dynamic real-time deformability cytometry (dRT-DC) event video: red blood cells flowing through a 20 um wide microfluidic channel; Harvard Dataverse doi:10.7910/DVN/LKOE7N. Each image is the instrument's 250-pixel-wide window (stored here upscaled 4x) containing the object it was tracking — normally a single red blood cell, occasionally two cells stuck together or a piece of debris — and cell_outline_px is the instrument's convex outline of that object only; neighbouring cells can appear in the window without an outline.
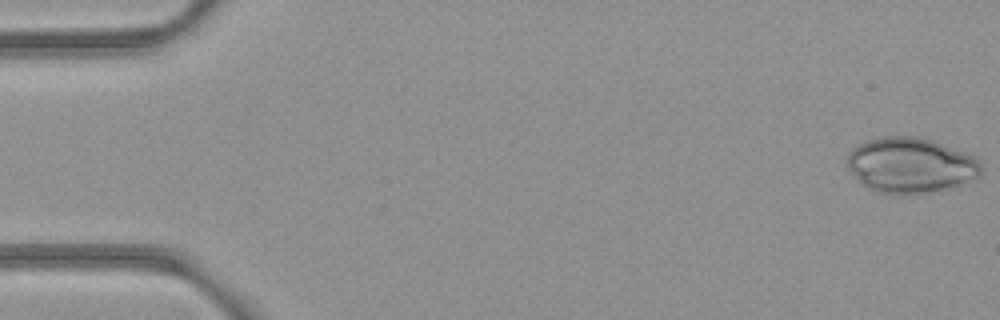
{"species": "common noctule bat (a hibernating species)", "species_latin": "Nyctalus noctula", "temperature_condition": "room temperature", "stored_images_in_passage": 53, "camera_frame_rate_fps": 3000, "um_per_image_px": 0.085, "animal": {"sex": "female", "body_mass_g": 21.9}, "frame": {"image": 1, "passage_image": 1, "time_ms": 0.0, "image_size_px": [1000, 320], "cell_outline_px": [[984, 168], [980, 176], [944, 188], [904, 196], [880, 192], [868, 188], [848, 168], [848, 152], [852, 148], [868, 140], [884, 136], [916, 136], [932, 140], [968, 152], [976, 156]], "centroid_in_image_um": [77.43, 14.02], "position_along_channel_um": 7.6, "area_um2": 43.06}}
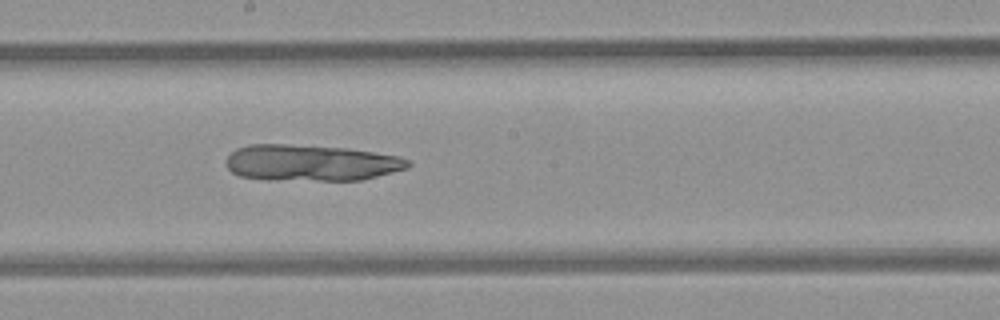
{"frame": {"image": 2, "passage_image": 29, "time_ms": 9.333, "image_size_px": [1000, 320], "cell_outline_px": [[412, 164], [408, 168], [360, 180], [264, 180], [240, 176], [232, 172], [224, 164], [224, 160], [236, 148], [248, 144], [288, 144], [348, 148], [400, 156], [408, 160]], "centroid_in_image_um": [26.39, 13.84], "position_along_channel_um": 221.8, "area_um2": 38.78}}
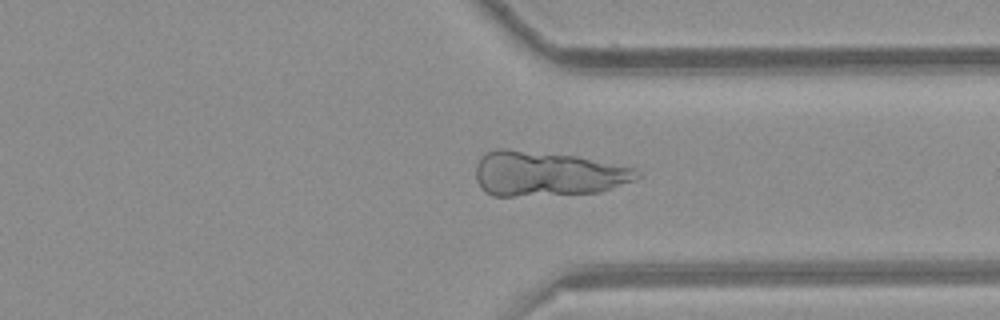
{"frame": {"image": 3, "passage_image": 40, "time_ms": 13.0, "image_size_px": [1000, 320], "cell_outline_px": [[640, 176], [636, 180], [600, 192], [512, 196], [492, 196], [484, 192], [480, 188], [476, 180], [476, 164], [480, 156], [484, 152], [496, 148], [508, 148], [576, 156], [636, 168], [640, 172]], "centroid_in_image_um": [46.47, 14.76], "position_along_channel_um": 364.9, "area_um2": 42.48}}